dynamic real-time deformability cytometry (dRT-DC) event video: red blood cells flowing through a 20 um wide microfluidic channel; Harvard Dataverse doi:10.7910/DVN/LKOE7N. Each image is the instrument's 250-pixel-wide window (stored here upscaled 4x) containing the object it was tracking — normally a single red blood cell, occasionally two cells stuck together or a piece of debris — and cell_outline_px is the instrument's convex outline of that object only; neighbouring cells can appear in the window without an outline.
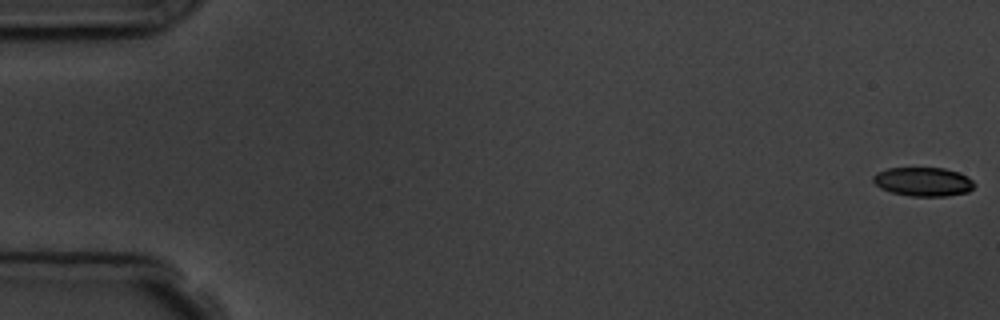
{"species": "common noctule bat (a hibernating species)", "species_latin": "Nyctalus noctula", "temperature_condition": "room temperature", "stored_images_in_passage": 8, "camera_frame_rate_fps": 3000, "um_per_image_px": 0.085, "animal": {"sex": "male", "body_mass_g": 19.5, "forearm_length_mm": 54.6}, "frame": {"image": 1, "passage_image": 1, "time_ms": 0.0, "image_size_px": [1000, 320], "cell_outline_px": [[976, 184], [968, 192], [944, 196], [912, 196], [892, 192], [880, 188], [872, 180], [872, 176], [876, 172], [888, 168], [944, 168], [968, 176]], "centroid_in_image_um": [78.46, 15.44], "position_along_channel_um": 6.5, "area_um2": 16.99}}
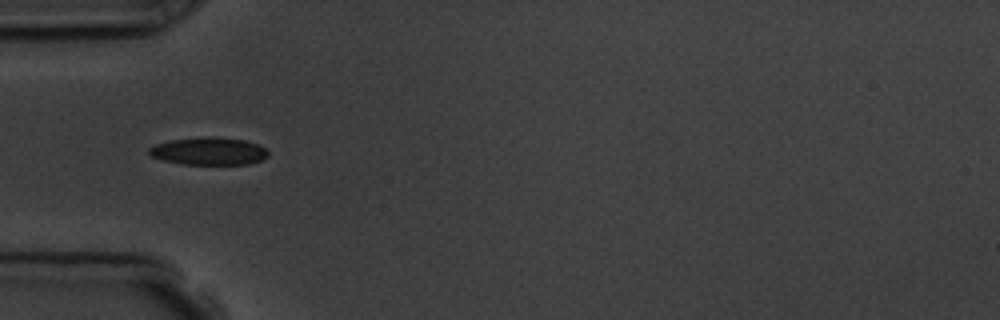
{"frame": {"image": 2, "passage_image": 5, "time_ms": 5.667, "image_size_px": [1000, 320], "cell_outline_px": [[268, 156], [260, 160], [248, 164], [184, 164], [164, 160], [152, 156], [148, 152], [148, 148], [156, 144], [172, 140], [244, 140], [260, 144], [268, 152]], "centroid_in_image_um": [17.77, 12.91], "position_along_channel_um": 67.2, "area_um2": 17.92}}